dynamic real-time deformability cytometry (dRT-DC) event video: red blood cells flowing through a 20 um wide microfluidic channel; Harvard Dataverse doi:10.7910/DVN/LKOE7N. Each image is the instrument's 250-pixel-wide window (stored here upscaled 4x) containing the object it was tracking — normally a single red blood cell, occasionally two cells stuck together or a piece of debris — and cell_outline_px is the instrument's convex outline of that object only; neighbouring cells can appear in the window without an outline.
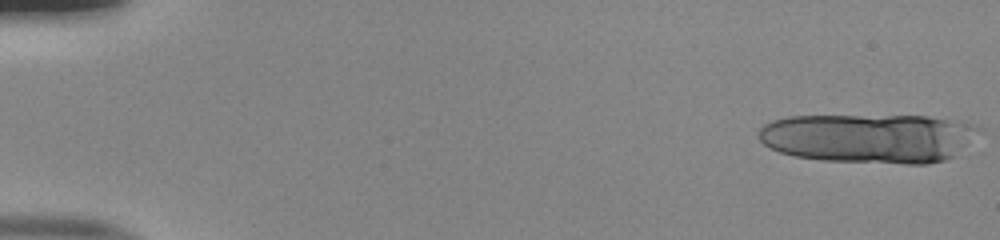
{"species": "human", "species_latin": "Homo sapiens", "temperature_condition": "room temperature", "stored_images_in_passage": 3, "camera_frame_rate_fps": 3000, "um_per_image_px": 0.085, "donor": {"sex": "male"}, "frame": {"image": 1, "passage_image": 1, "time_ms": 0.0, "image_size_px": [1000, 240], "cell_outline_px": [[984, 128], [960, 156], [928, 164], [908, 164], [820, 160], [796, 156], [780, 152], [764, 144], [756, 136], [756, 132], [764, 124], [772, 120], [788, 116], [928, 116], [960, 120], [980, 124]], "centroid_in_image_um": [73.99, 11.74], "position_along_channel_um": 11.0, "area_um2": 64.74}}